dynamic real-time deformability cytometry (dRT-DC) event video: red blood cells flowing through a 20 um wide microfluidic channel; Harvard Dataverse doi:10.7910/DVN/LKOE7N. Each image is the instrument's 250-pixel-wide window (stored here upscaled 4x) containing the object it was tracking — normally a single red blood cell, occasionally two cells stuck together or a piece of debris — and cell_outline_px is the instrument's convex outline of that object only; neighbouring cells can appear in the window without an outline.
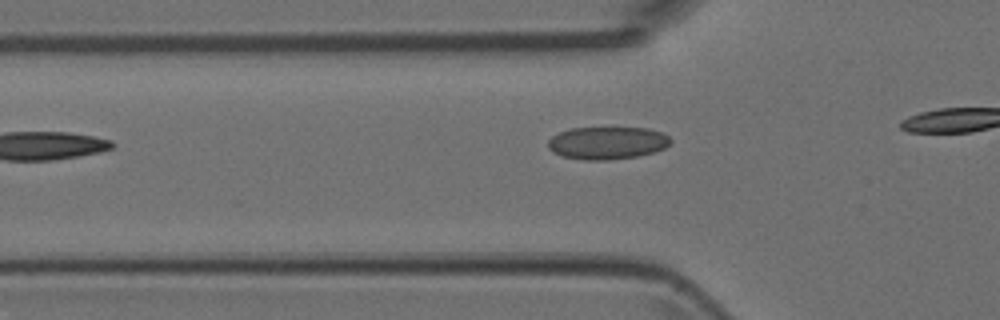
{"species": "Egyptian fruit bat (a non-hibernating species)", "species_latin": "Rousettus aegyptiacus", "temperature_condition": "room temperature", "stored_images_in_passage": 7, "camera_frame_rate_fps": 3000, "um_per_image_px": 0.085, "animal": {"sex": "female"}, "frame": {"image": 1, "passage_image": 2, "time_ms": 0.333, "image_size_px": [1000, 320], "cell_outline_px": [[672, 140], [664, 148], [652, 152], [636, 156], [608, 160], [584, 160], [564, 156], [552, 152], [548, 148], [548, 140], [552, 136], [568, 128], [648, 128], [660, 132], [668, 136]], "centroid_in_image_um": [51.58, 12.14], "position_along_channel_um": 74.2, "area_um2": 23.12}}
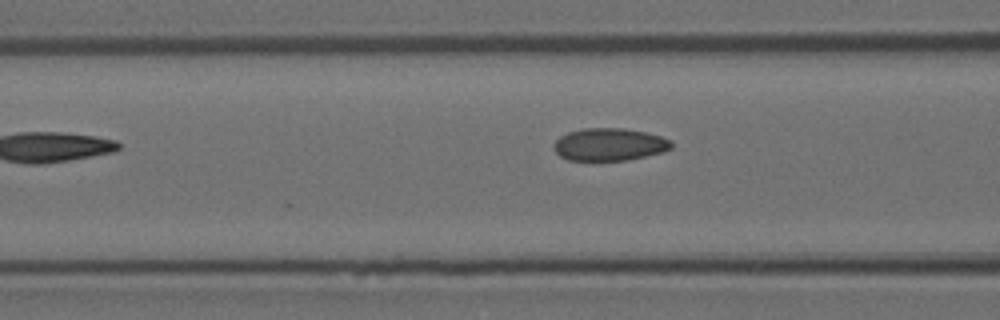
{"frame": {"image": 2, "passage_image": 5, "time_ms": 1.333, "image_size_px": [1000, 320], "cell_outline_px": [[672, 148], [664, 152], [628, 160], [568, 160], [560, 156], [556, 152], [556, 140], [560, 136], [568, 132], [584, 128], [624, 128], [644, 132], [660, 136], [672, 140]], "centroid_in_image_um": [51.84, 12.28], "position_along_channel_um": 114.8, "area_um2": 22.2}}